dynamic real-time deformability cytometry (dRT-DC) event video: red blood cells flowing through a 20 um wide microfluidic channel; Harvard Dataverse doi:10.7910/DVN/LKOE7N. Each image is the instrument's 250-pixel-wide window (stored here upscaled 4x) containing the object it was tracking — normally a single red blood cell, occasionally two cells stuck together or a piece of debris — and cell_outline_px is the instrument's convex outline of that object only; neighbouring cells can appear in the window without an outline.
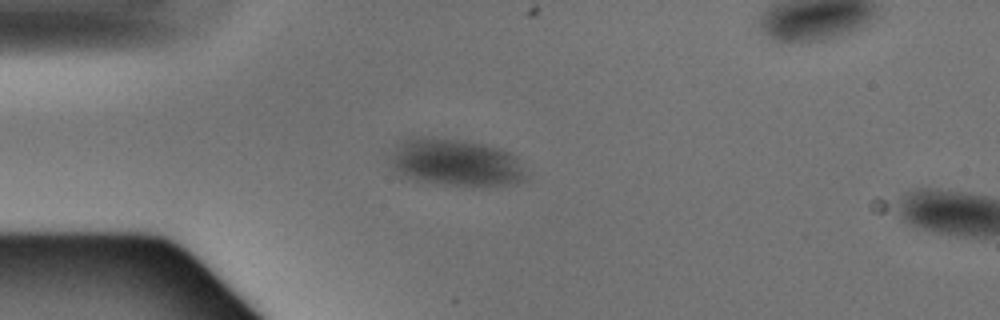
{"species": "Egyptian fruit bat (a non-hibernating species)", "species_latin": "Rousettus aegyptiacus", "temperature_condition": "warm", "stored_images_in_passage": 4, "camera_frame_rate_fps": 3000, "um_per_image_px": 0.085, "animal": {"sex": "male"}, "frame": {"image": 1, "passage_image": 3, "time_ms": 0.667, "image_size_px": [1000, 320], "cell_outline_px": [[532, 176], [528, 180], [516, 184], [480, 188], [436, 184], [400, 180], [388, 164], [384, 156], [400, 140], [412, 136], [436, 136], [464, 140], [484, 144], [500, 148], [512, 152], [516, 156]], "centroid_in_image_um": [38.66, 13.85], "position_along_channel_um": 46.3, "area_um2": 40.69}}